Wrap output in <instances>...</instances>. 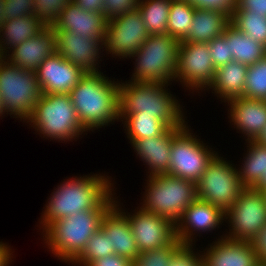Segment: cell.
<instances>
[{
  "mask_svg": "<svg viewBox=\"0 0 266 266\" xmlns=\"http://www.w3.org/2000/svg\"><path fill=\"white\" fill-rule=\"evenodd\" d=\"M247 153L243 166L238 168L241 184L244 188H253L266 175V145L257 140L246 141Z\"/></svg>",
  "mask_w": 266,
  "mask_h": 266,
  "instance_id": "83f0119b",
  "label": "cell"
},
{
  "mask_svg": "<svg viewBox=\"0 0 266 266\" xmlns=\"http://www.w3.org/2000/svg\"><path fill=\"white\" fill-rule=\"evenodd\" d=\"M182 245L183 244L176 239L165 248L140 253L137 258L133 260L132 266H168L173 254Z\"/></svg>",
  "mask_w": 266,
  "mask_h": 266,
  "instance_id": "e575fe53",
  "label": "cell"
},
{
  "mask_svg": "<svg viewBox=\"0 0 266 266\" xmlns=\"http://www.w3.org/2000/svg\"><path fill=\"white\" fill-rule=\"evenodd\" d=\"M150 36L138 9L109 19L106 23L104 50L112 57L129 58Z\"/></svg>",
  "mask_w": 266,
  "mask_h": 266,
  "instance_id": "7c38bea8",
  "label": "cell"
},
{
  "mask_svg": "<svg viewBox=\"0 0 266 266\" xmlns=\"http://www.w3.org/2000/svg\"><path fill=\"white\" fill-rule=\"evenodd\" d=\"M107 21L105 15L84 11L72 1L59 13L52 28L55 31H73L83 39L98 38L104 41Z\"/></svg>",
  "mask_w": 266,
  "mask_h": 266,
  "instance_id": "7402d4cb",
  "label": "cell"
},
{
  "mask_svg": "<svg viewBox=\"0 0 266 266\" xmlns=\"http://www.w3.org/2000/svg\"><path fill=\"white\" fill-rule=\"evenodd\" d=\"M138 209L133 215H126L140 253L165 248L176 240V226L172 221Z\"/></svg>",
  "mask_w": 266,
  "mask_h": 266,
  "instance_id": "5bb4252c",
  "label": "cell"
},
{
  "mask_svg": "<svg viewBox=\"0 0 266 266\" xmlns=\"http://www.w3.org/2000/svg\"><path fill=\"white\" fill-rule=\"evenodd\" d=\"M120 83L119 119L122 122L128 115H153L169 128L186 125L179 101L165 88L169 84L134 81Z\"/></svg>",
  "mask_w": 266,
  "mask_h": 266,
  "instance_id": "3957f363",
  "label": "cell"
},
{
  "mask_svg": "<svg viewBox=\"0 0 266 266\" xmlns=\"http://www.w3.org/2000/svg\"><path fill=\"white\" fill-rule=\"evenodd\" d=\"M55 51V30L52 27H44L36 36L10 49L8 55H4L3 58L19 68L35 71Z\"/></svg>",
  "mask_w": 266,
  "mask_h": 266,
  "instance_id": "d6986e66",
  "label": "cell"
},
{
  "mask_svg": "<svg viewBox=\"0 0 266 266\" xmlns=\"http://www.w3.org/2000/svg\"><path fill=\"white\" fill-rule=\"evenodd\" d=\"M248 67L237 61H230L215 70L213 81L207 89L214 91L212 93L221 98V101L223 99L224 103L243 97Z\"/></svg>",
  "mask_w": 266,
  "mask_h": 266,
  "instance_id": "d4e9b609",
  "label": "cell"
},
{
  "mask_svg": "<svg viewBox=\"0 0 266 266\" xmlns=\"http://www.w3.org/2000/svg\"><path fill=\"white\" fill-rule=\"evenodd\" d=\"M178 128H169L164 134L135 140L131 145L137 156L149 168V176L168 174L171 158L172 134Z\"/></svg>",
  "mask_w": 266,
  "mask_h": 266,
  "instance_id": "603a6c76",
  "label": "cell"
},
{
  "mask_svg": "<svg viewBox=\"0 0 266 266\" xmlns=\"http://www.w3.org/2000/svg\"><path fill=\"white\" fill-rule=\"evenodd\" d=\"M215 70L208 43H179L174 81H180L187 89H195L199 93V90H207L213 81Z\"/></svg>",
  "mask_w": 266,
  "mask_h": 266,
  "instance_id": "4fadbf2b",
  "label": "cell"
},
{
  "mask_svg": "<svg viewBox=\"0 0 266 266\" xmlns=\"http://www.w3.org/2000/svg\"><path fill=\"white\" fill-rule=\"evenodd\" d=\"M235 10H246L252 15L266 17V0H237Z\"/></svg>",
  "mask_w": 266,
  "mask_h": 266,
  "instance_id": "b9f144b4",
  "label": "cell"
},
{
  "mask_svg": "<svg viewBox=\"0 0 266 266\" xmlns=\"http://www.w3.org/2000/svg\"><path fill=\"white\" fill-rule=\"evenodd\" d=\"M195 7L187 0H171L167 34L181 41L193 23Z\"/></svg>",
  "mask_w": 266,
  "mask_h": 266,
  "instance_id": "4dcf8cb0",
  "label": "cell"
},
{
  "mask_svg": "<svg viewBox=\"0 0 266 266\" xmlns=\"http://www.w3.org/2000/svg\"><path fill=\"white\" fill-rule=\"evenodd\" d=\"M218 153L207 165L197 182L198 199L213 204L226 212L237 201L244 189L238 168L230 164Z\"/></svg>",
  "mask_w": 266,
  "mask_h": 266,
  "instance_id": "9c48e42d",
  "label": "cell"
},
{
  "mask_svg": "<svg viewBox=\"0 0 266 266\" xmlns=\"http://www.w3.org/2000/svg\"><path fill=\"white\" fill-rule=\"evenodd\" d=\"M34 0H5L4 21L34 15Z\"/></svg>",
  "mask_w": 266,
  "mask_h": 266,
  "instance_id": "f35d334b",
  "label": "cell"
},
{
  "mask_svg": "<svg viewBox=\"0 0 266 266\" xmlns=\"http://www.w3.org/2000/svg\"><path fill=\"white\" fill-rule=\"evenodd\" d=\"M230 23L250 38L266 46V17L250 14L246 10H234Z\"/></svg>",
  "mask_w": 266,
  "mask_h": 266,
  "instance_id": "1f68e13d",
  "label": "cell"
},
{
  "mask_svg": "<svg viewBox=\"0 0 266 266\" xmlns=\"http://www.w3.org/2000/svg\"><path fill=\"white\" fill-rule=\"evenodd\" d=\"M191 133L188 125L172 134L171 158L168 175L197 183L207 165L217 154L213 148Z\"/></svg>",
  "mask_w": 266,
  "mask_h": 266,
  "instance_id": "30bf717a",
  "label": "cell"
},
{
  "mask_svg": "<svg viewBox=\"0 0 266 266\" xmlns=\"http://www.w3.org/2000/svg\"><path fill=\"white\" fill-rule=\"evenodd\" d=\"M229 233L225 238L234 241H248L266 224V197L262 191L244 188L237 201L225 212Z\"/></svg>",
  "mask_w": 266,
  "mask_h": 266,
  "instance_id": "8fae6325",
  "label": "cell"
},
{
  "mask_svg": "<svg viewBox=\"0 0 266 266\" xmlns=\"http://www.w3.org/2000/svg\"><path fill=\"white\" fill-rule=\"evenodd\" d=\"M133 261L117 254H108L107 256L97 259L87 266H132Z\"/></svg>",
  "mask_w": 266,
  "mask_h": 266,
  "instance_id": "ee69618b",
  "label": "cell"
},
{
  "mask_svg": "<svg viewBox=\"0 0 266 266\" xmlns=\"http://www.w3.org/2000/svg\"><path fill=\"white\" fill-rule=\"evenodd\" d=\"M195 8L223 11L230 16L236 8L237 0H189Z\"/></svg>",
  "mask_w": 266,
  "mask_h": 266,
  "instance_id": "60d3db41",
  "label": "cell"
},
{
  "mask_svg": "<svg viewBox=\"0 0 266 266\" xmlns=\"http://www.w3.org/2000/svg\"><path fill=\"white\" fill-rule=\"evenodd\" d=\"M44 27L45 25L34 15L4 21L0 28V57H4L10 49L23 41L36 36Z\"/></svg>",
  "mask_w": 266,
  "mask_h": 266,
  "instance_id": "484cf974",
  "label": "cell"
},
{
  "mask_svg": "<svg viewBox=\"0 0 266 266\" xmlns=\"http://www.w3.org/2000/svg\"><path fill=\"white\" fill-rule=\"evenodd\" d=\"M41 95L35 71L0 57V97L6 114L26 122Z\"/></svg>",
  "mask_w": 266,
  "mask_h": 266,
  "instance_id": "ba28073f",
  "label": "cell"
},
{
  "mask_svg": "<svg viewBox=\"0 0 266 266\" xmlns=\"http://www.w3.org/2000/svg\"><path fill=\"white\" fill-rule=\"evenodd\" d=\"M260 143L266 145V128L263 131V133L260 135V137L257 139Z\"/></svg>",
  "mask_w": 266,
  "mask_h": 266,
  "instance_id": "681fc988",
  "label": "cell"
},
{
  "mask_svg": "<svg viewBox=\"0 0 266 266\" xmlns=\"http://www.w3.org/2000/svg\"><path fill=\"white\" fill-rule=\"evenodd\" d=\"M119 83L99 70L85 73L69 93L78 120L87 132L119 120Z\"/></svg>",
  "mask_w": 266,
  "mask_h": 266,
  "instance_id": "6da1fadb",
  "label": "cell"
},
{
  "mask_svg": "<svg viewBox=\"0 0 266 266\" xmlns=\"http://www.w3.org/2000/svg\"><path fill=\"white\" fill-rule=\"evenodd\" d=\"M208 50L215 69L233 61V55L230 53L227 37L222 34L208 43Z\"/></svg>",
  "mask_w": 266,
  "mask_h": 266,
  "instance_id": "8d00e7d4",
  "label": "cell"
},
{
  "mask_svg": "<svg viewBox=\"0 0 266 266\" xmlns=\"http://www.w3.org/2000/svg\"><path fill=\"white\" fill-rule=\"evenodd\" d=\"M73 0H34V16L45 27H52L57 21L59 13Z\"/></svg>",
  "mask_w": 266,
  "mask_h": 266,
  "instance_id": "d590c367",
  "label": "cell"
},
{
  "mask_svg": "<svg viewBox=\"0 0 266 266\" xmlns=\"http://www.w3.org/2000/svg\"><path fill=\"white\" fill-rule=\"evenodd\" d=\"M243 97L266 100V56L248 67Z\"/></svg>",
  "mask_w": 266,
  "mask_h": 266,
  "instance_id": "836d02e7",
  "label": "cell"
},
{
  "mask_svg": "<svg viewBox=\"0 0 266 266\" xmlns=\"http://www.w3.org/2000/svg\"><path fill=\"white\" fill-rule=\"evenodd\" d=\"M121 208L115 200V203L104 214L100 228L110 240L114 253L133 261L140 252L128 223L127 212Z\"/></svg>",
  "mask_w": 266,
  "mask_h": 266,
  "instance_id": "ffe728a7",
  "label": "cell"
},
{
  "mask_svg": "<svg viewBox=\"0 0 266 266\" xmlns=\"http://www.w3.org/2000/svg\"><path fill=\"white\" fill-rule=\"evenodd\" d=\"M108 254H114L111 243L104 231L99 228L95 231L90 239L87 241L86 246L82 253L72 262V264L87 266L89 263L103 258Z\"/></svg>",
  "mask_w": 266,
  "mask_h": 266,
  "instance_id": "d6a6232c",
  "label": "cell"
},
{
  "mask_svg": "<svg viewBox=\"0 0 266 266\" xmlns=\"http://www.w3.org/2000/svg\"><path fill=\"white\" fill-rule=\"evenodd\" d=\"M180 41L169 34H150L129 58L135 59L134 82L169 84L174 80Z\"/></svg>",
  "mask_w": 266,
  "mask_h": 266,
  "instance_id": "52a82bcc",
  "label": "cell"
},
{
  "mask_svg": "<svg viewBox=\"0 0 266 266\" xmlns=\"http://www.w3.org/2000/svg\"><path fill=\"white\" fill-rule=\"evenodd\" d=\"M56 51L84 73H96L99 67L103 41L98 38H82L73 31H55ZM98 61V62H97ZM97 65V66H96Z\"/></svg>",
  "mask_w": 266,
  "mask_h": 266,
  "instance_id": "2e32d148",
  "label": "cell"
},
{
  "mask_svg": "<svg viewBox=\"0 0 266 266\" xmlns=\"http://www.w3.org/2000/svg\"><path fill=\"white\" fill-rule=\"evenodd\" d=\"M230 123L247 138L257 140L266 128V100L237 97L228 100Z\"/></svg>",
  "mask_w": 266,
  "mask_h": 266,
  "instance_id": "ac0fdd59",
  "label": "cell"
},
{
  "mask_svg": "<svg viewBox=\"0 0 266 266\" xmlns=\"http://www.w3.org/2000/svg\"><path fill=\"white\" fill-rule=\"evenodd\" d=\"M122 122L129 143L164 134L169 127L153 115H128Z\"/></svg>",
  "mask_w": 266,
  "mask_h": 266,
  "instance_id": "f546056e",
  "label": "cell"
},
{
  "mask_svg": "<svg viewBox=\"0 0 266 266\" xmlns=\"http://www.w3.org/2000/svg\"><path fill=\"white\" fill-rule=\"evenodd\" d=\"M253 188L264 193L266 191V175H262L260 181Z\"/></svg>",
  "mask_w": 266,
  "mask_h": 266,
  "instance_id": "7dc6e473",
  "label": "cell"
},
{
  "mask_svg": "<svg viewBox=\"0 0 266 266\" xmlns=\"http://www.w3.org/2000/svg\"><path fill=\"white\" fill-rule=\"evenodd\" d=\"M221 238V239H220ZM204 249V266H260L251 242L234 241L221 235ZM207 250V251H206Z\"/></svg>",
  "mask_w": 266,
  "mask_h": 266,
  "instance_id": "44dd1931",
  "label": "cell"
},
{
  "mask_svg": "<svg viewBox=\"0 0 266 266\" xmlns=\"http://www.w3.org/2000/svg\"><path fill=\"white\" fill-rule=\"evenodd\" d=\"M7 243L0 242V266H8L12 262L13 252Z\"/></svg>",
  "mask_w": 266,
  "mask_h": 266,
  "instance_id": "bcb514c9",
  "label": "cell"
},
{
  "mask_svg": "<svg viewBox=\"0 0 266 266\" xmlns=\"http://www.w3.org/2000/svg\"><path fill=\"white\" fill-rule=\"evenodd\" d=\"M84 11L96 12L105 15L103 0H73Z\"/></svg>",
  "mask_w": 266,
  "mask_h": 266,
  "instance_id": "f6af8a7d",
  "label": "cell"
},
{
  "mask_svg": "<svg viewBox=\"0 0 266 266\" xmlns=\"http://www.w3.org/2000/svg\"><path fill=\"white\" fill-rule=\"evenodd\" d=\"M43 138L72 141L86 130L80 124L69 94H42L26 120Z\"/></svg>",
  "mask_w": 266,
  "mask_h": 266,
  "instance_id": "5b68a950",
  "label": "cell"
},
{
  "mask_svg": "<svg viewBox=\"0 0 266 266\" xmlns=\"http://www.w3.org/2000/svg\"><path fill=\"white\" fill-rule=\"evenodd\" d=\"M112 192L93 210H84L52 222L43 232L46 246L65 263H72L84 250L87 241L101 226L107 210L115 203ZM45 236V238H44Z\"/></svg>",
  "mask_w": 266,
  "mask_h": 266,
  "instance_id": "277c9868",
  "label": "cell"
},
{
  "mask_svg": "<svg viewBox=\"0 0 266 266\" xmlns=\"http://www.w3.org/2000/svg\"><path fill=\"white\" fill-rule=\"evenodd\" d=\"M225 220V212L213 204L197 199L183 212L182 217L175 224L176 239L182 244L193 245L195 232H211ZM194 242V243H193Z\"/></svg>",
  "mask_w": 266,
  "mask_h": 266,
  "instance_id": "e0dca14e",
  "label": "cell"
},
{
  "mask_svg": "<svg viewBox=\"0 0 266 266\" xmlns=\"http://www.w3.org/2000/svg\"><path fill=\"white\" fill-rule=\"evenodd\" d=\"M107 20L134 11L139 6V0H103Z\"/></svg>",
  "mask_w": 266,
  "mask_h": 266,
  "instance_id": "ab89813d",
  "label": "cell"
},
{
  "mask_svg": "<svg viewBox=\"0 0 266 266\" xmlns=\"http://www.w3.org/2000/svg\"><path fill=\"white\" fill-rule=\"evenodd\" d=\"M4 5H5V0H0V28L4 23Z\"/></svg>",
  "mask_w": 266,
  "mask_h": 266,
  "instance_id": "c3c4849f",
  "label": "cell"
},
{
  "mask_svg": "<svg viewBox=\"0 0 266 266\" xmlns=\"http://www.w3.org/2000/svg\"><path fill=\"white\" fill-rule=\"evenodd\" d=\"M190 244H183L172 256L168 266H204L202 253H195ZM193 249V250H192Z\"/></svg>",
  "mask_w": 266,
  "mask_h": 266,
  "instance_id": "74e56055",
  "label": "cell"
},
{
  "mask_svg": "<svg viewBox=\"0 0 266 266\" xmlns=\"http://www.w3.org/2000/svg\"><path fill=\"white\" fill-rule=\"evenodd\" d=\"M230 24V15L217 10L195 8L193 23L180 42L209 43L221 36Z\"/></svg>",
  "mask_w": 266,
  "mask_h": 266,
  "instance_id": "cb8c5ba5",
  "label": "cell"
},
{
  "mask_svg": "<svg viewBox=\"0 0 266 266\" xmlns=\"http://www.w3.org/2000/svg\"><path fill=\"white\" fill-rule=\"evenodd\" d=\"M171 0H139L138 10L149 34H167Z\"/></svg>",
  "mask_w": 266,
  "mask_h": 266,
  "instance_id": "f1b7e54d",
  "label": "cell"
},
{
  "mask_svg": "<svg viewBox=\"0 0 266 266\" xmlns=\"http://www.w3.org/2000/svg\"><path fill=\"white\" fill-rule=\"evenodd\" d=\"M85 73L57 51L35 70L42 94H69Z\"/></svg>",
  "mask_w": 266,
  "mask_h": 266,
  "instance_id": "9a60e30c",
  "label": "cell"
},
{
  "mask_svg": "<svg viewBox=\"0 0 266 266\" xmlns=\"http://www.w3.org/2000/svg\"><path fill=\"white\" fill-rule=\"evenodd\" d=\"M233 60L250 66L266 56V46L238 30L231 23L224 33Z\"/></svg>",
  "mask_w": 266,
  "mask_h": 266,
  "instance_id": "4316f807",
  "label": "cell"
},
{
  "mask_svg": "<svg viewBox=\"0 0 266 266\" xmlns=\"http://www.w3.org/2000/svg\"><path fill=\"white\" fill-rule=\"evenodd\" d=\"M251 245L258 256L261 265H266V224L251 240Z\"/></svg>",
  "mask_w": 266,
  "mask_h": 266,
  "instance_id": "7bdbcfd3",
  "label": "cell"
},
{
  "mask_svg": "<svg viewBox=\"0 0 266 266\" xmlns=\"http://www.w3.org/2000/svg\"><path fill=\"white\" fill-rule=\"evenodd\" d=\"M149 178V179H148ZM141 209L169 219L176 224L184 210L198 199L197 183L159 174L147 177Z\"/></svg>",
  "mask_w": 266,
  "mask_h": 266,
  "instance_id": "8992f818",
  "label": "cell"
},
{
  "mask_svg": "<svg viewBox=\"0 0 266 266\" xmlns=\"http://www.w3.org/2000/svg\"><path fill=\"white\" fill-rule=\"evenodd\" d=\"M109 176L94 174L64 180L47 200L39 225L44 231L52 222L84 210L95 209L112 191ZM112 185V186H111Z\"/></svg>",
  "mask_w": 266,
  "mask_h": 266,
  "instance_id": "7a4b0ae2",
  "label": "cell"
},
{
  "mask_svg": "<svg viewBox=\"0 0 266 266\" xmlns=\"http://www.w3.org/2000/svg\"><path fill=\"white\" fill-rule=\"evenodd\" d=\"M5 113L6 112H5V109L3 108L2 100H1V97H0V116H2Z\"/></svg>",
  "mask_w": 266,
  "mask_h": 266,
  "instance_id": "f907efd6",
  "label": "cell"
}]
</instances>
